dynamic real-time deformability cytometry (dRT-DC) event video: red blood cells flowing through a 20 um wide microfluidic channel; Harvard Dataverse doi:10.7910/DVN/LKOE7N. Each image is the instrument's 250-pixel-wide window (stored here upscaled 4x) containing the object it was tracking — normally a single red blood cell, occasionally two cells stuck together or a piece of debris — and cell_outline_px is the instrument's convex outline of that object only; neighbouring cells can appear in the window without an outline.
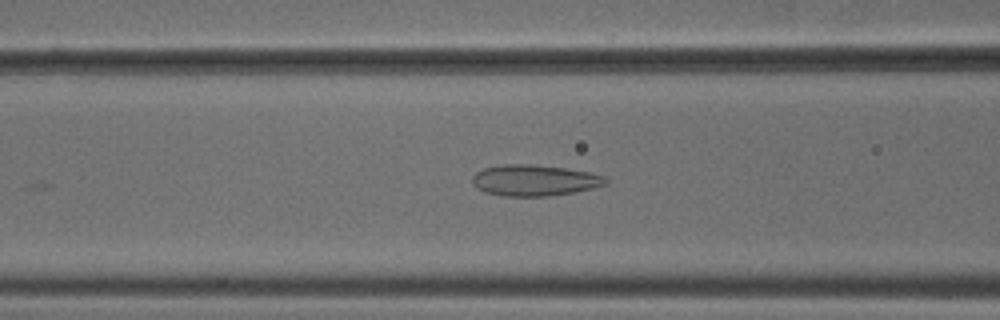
{"species": "common noctule bat (a hibernating species)", "species_latin": "Nyctalus noctula", "temperature_condition": "cold", "stored_images_in_passage": 27, "camera_frame_rate_fps": 3000, "um_per_image_px": 0.085, "animal": {"sex": "male", "body_mass_g": 18.8}, "frame": {"image": 1, "passage_image": 9, "time_ms": 2.667, "image_size_px": [1000, 320], "cell_outline_px": [[608, 184], [592, 188], [572, 192], [548, 196], [504, 196], [484, 192], [476, 188], [472, 184], [472, 176], [476, 172], [484, 168], [504, 164], [532, 164], [564, 168], [588, 172], [608, 176]], "centroid_in_image_um": [45.42, 15.32], "position_along_channel_um": 121.2, "area_um2": 24.28}}
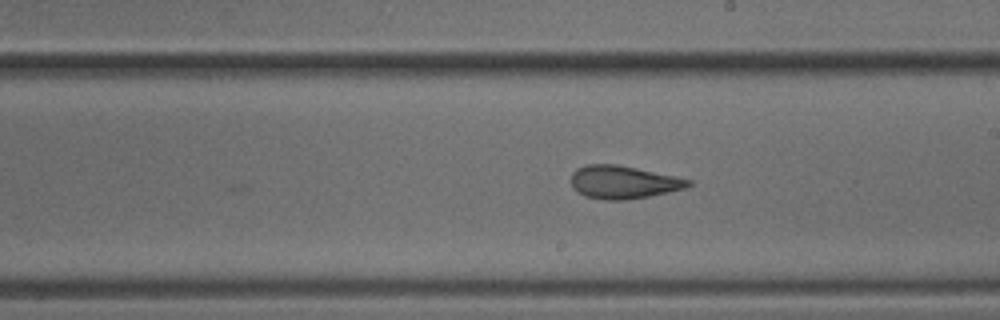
{"frame": {"image": 2, "passage_image": 18, "time_ms": 5.667, "image_size_px": [1000, 320], "cell_outline_px": [[692, 184], [684, 188], [668, 192], [648, 196], [624, 200], [604, 200], [584, 196], [576, 192], [572, 188], [568, 180], [572, 172], [576, 168], [584, 164], [616, 164], [676, 176], [692, 180]], "centroid_in_image_um": [52.9, 15.48], "position_along_channel_um": 236.1, "area_um2": 22.83}}
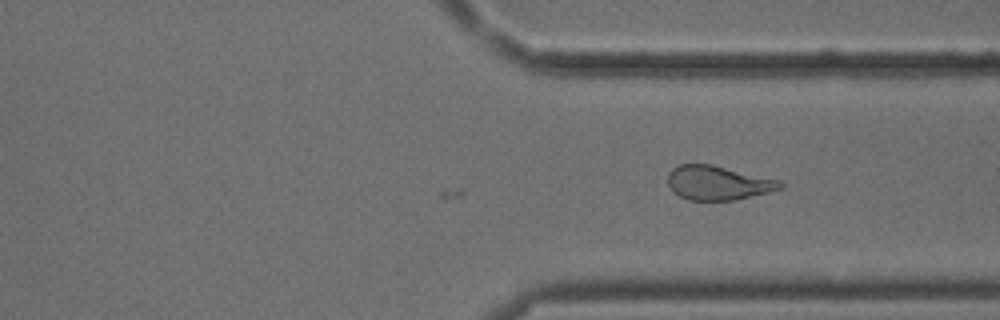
{"frame": {"image": 3, "passage_image": 27, "time_ms": 8.667, "image_size_px": [1000, 320], "cell_outline_px": [[784, 188], [768, 192], [732, 200], [688, 200], [680, 196], [668, 184], [668, 172], [672, 168], [680, 164], [712, 164], [780, 180], [784, 184]], "centroid_in_image_um": [61.04, 15.53], "position_along_channel_um": 350.4, "area_um2": 22.25}}